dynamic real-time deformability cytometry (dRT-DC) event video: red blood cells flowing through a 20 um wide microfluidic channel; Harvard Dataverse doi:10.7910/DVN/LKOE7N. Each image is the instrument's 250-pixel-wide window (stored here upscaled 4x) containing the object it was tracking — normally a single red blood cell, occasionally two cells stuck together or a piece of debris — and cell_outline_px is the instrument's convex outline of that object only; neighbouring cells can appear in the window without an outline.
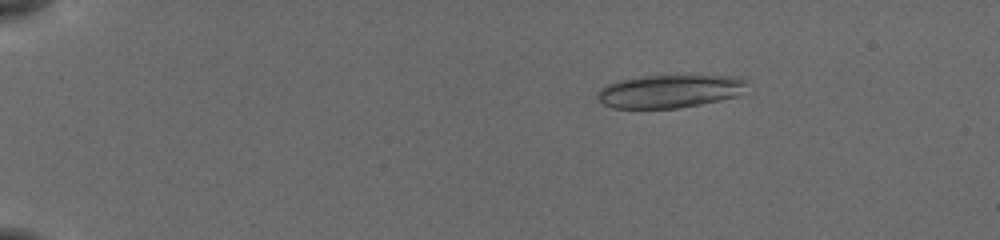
{"species": "common noctule bat (a hibernating species)", "species_latin": "Nyctalus noctula", "temperature_condition": "cold", "stored_images_in_passage": 46, "segment_of_instrument_passage": [1, 2], "camera_frame_rate_fps": 3000, "um_per_image_px": 0.085, "animal": {"sex": "female", "body_mass_g": 19.5, "forearm_length_mm": 54.1}, "frame": {"image": 1, "passage_image": 11, "time_ms": 3.333, "image_size_px": [1000, 240], "cell_outline_px": [[748, 80], [736, 96], [720, 100], [700, 104], [676, 108], [612, 108], [604, 104], [596, 96], [596, 92], [600, 88], [608, 84], [620, 80], [644, 76], [740, 76]], "centroid_in_image_um": [56.88, 7.75], "position_along_channel_um": 28.1, "area_um2": 28.5}}